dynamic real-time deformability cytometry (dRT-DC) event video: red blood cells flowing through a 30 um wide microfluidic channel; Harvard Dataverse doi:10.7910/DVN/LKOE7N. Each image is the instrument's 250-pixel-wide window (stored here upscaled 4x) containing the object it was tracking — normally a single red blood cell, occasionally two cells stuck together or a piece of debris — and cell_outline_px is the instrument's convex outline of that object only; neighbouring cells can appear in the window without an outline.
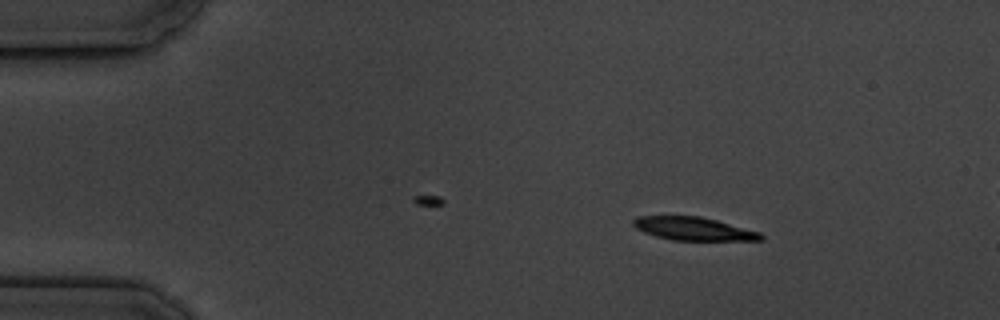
{"species": "common noctule bat (a hibernating species)", "species_latin": "Nyctalus noctula", "temperature_condition": "cold", "stored_images_in_passage": 4, "segment_of_instrument_passage": [1, 2], "camera_frame_rate_fps": 3000, "um_per_image_px": 0.085, "animal": {"sex": "male", "body_mass_g": 19.5, "forearm_length_mm": 54.6}, "frame": {"image": 1, "passage_image": 1, "time_ms": 0.0, "image_size_px": [1000, 320], "cell_outline_px": [[764, 240], [672, 240], [656, 236], [644, 232], [636, 228], [632, 224], [632, 220], [636, 216], [700, 216], [716, 220], [760, 232], [764, 236]], "centroid_in_image_um": [58.93, 19.44], "position_along_channel_um": 26.1, "area_um2": 17.17}}